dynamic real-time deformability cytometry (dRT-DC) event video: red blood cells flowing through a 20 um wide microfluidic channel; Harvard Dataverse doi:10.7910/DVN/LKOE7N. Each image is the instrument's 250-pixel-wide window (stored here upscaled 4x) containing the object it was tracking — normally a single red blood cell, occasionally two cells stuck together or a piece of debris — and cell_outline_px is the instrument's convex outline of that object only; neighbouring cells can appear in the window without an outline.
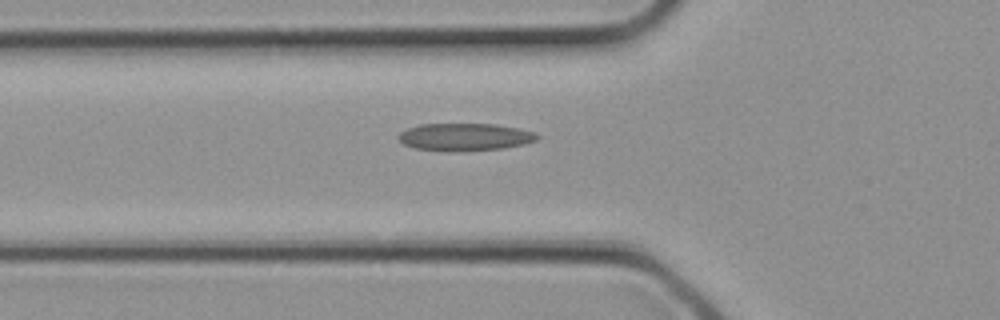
{"species": "common noctule bat (a hibernating species)", "species_latin": "Nyctalus noctula", "temperature_condition": "cold", "stored_images_in_passage": 3, "camera_frame_rate_fps": 3000, "um_per_image_px": 0.085, "animal": {"sex": "female", "body_mass_g": 21.9}, "frame": {"image": 1, "passage_image": 3, "time_ms": 0.667, "image_size_px": [1000, 320], "cell_outline_px": [[540, 136], [536, 140], [524, 144], [504, 148], [416, 148], [404, 144], [396, 136], [400, 132], [408, 128], [420, 124], [496, 124], [536, 132]], "centroid_in_image_um": [39.55, 11.58], "position_along_channel_um": 86.2, "area_um2": 20.98}}